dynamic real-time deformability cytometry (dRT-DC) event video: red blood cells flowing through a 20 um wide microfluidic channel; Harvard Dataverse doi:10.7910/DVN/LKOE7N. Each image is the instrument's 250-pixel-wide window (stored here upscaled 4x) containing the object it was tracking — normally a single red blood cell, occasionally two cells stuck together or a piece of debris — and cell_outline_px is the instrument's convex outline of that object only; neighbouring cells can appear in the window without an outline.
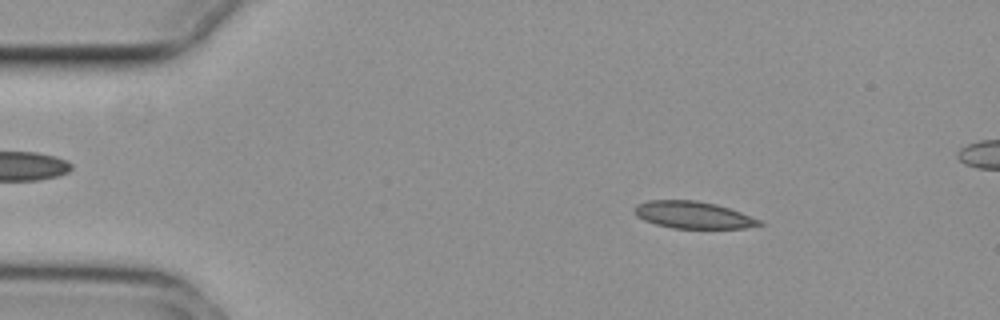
{"species": "common noctule bat (a hibernating species)", "species_latin": "Nyctalus noctula", "temperature_condition": "cold", "stored_images_in_passage": 49, "camera_frame_rate_fps": 3000, "um_per_image_px": 0.085, "animal": {"sex": "female", "body_mass_g": 29.2, "forearm_length_mm": 56.3}, "frame": {"image": 1, "passage_image": 4, "time_ms": 1.0, "image_size_px": [1000, 320], "cell_outline_px": [[764, 224], [744, 228], [672, 228], [656, 224], [644, 220], [636, 216], [636, 204], [648, 200], [696, 200], [716, 204], [740, 212], [760, 220]], "centroid_in_image_um": [58.9, 18.27], "position_along_channel_um": 26.1, "area_um2": 19.48}}
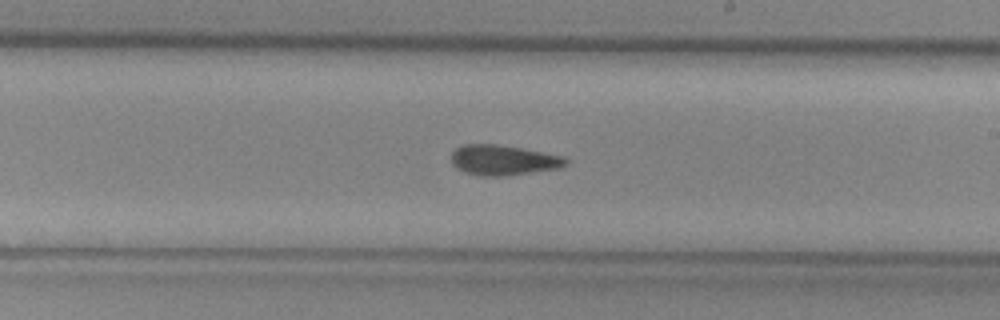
{"frame": {"image": 2, "passage_image": 27, "time_ms": 8.667, "image_size_px": [1000, 320], "cell_outline_px": [[568, 164], [560, 168], [504, 176], [480, 176], [464, 172], [456, 168], [452, 164], [452, 152], [456, 148], [464, 144], [496, 144], [520, 148], [564, 156], [568, 160]], "centroid_in_image_um": [42.77, 13.61], "position_along_channel_um": 246.2, "area_um2": 20.17}}
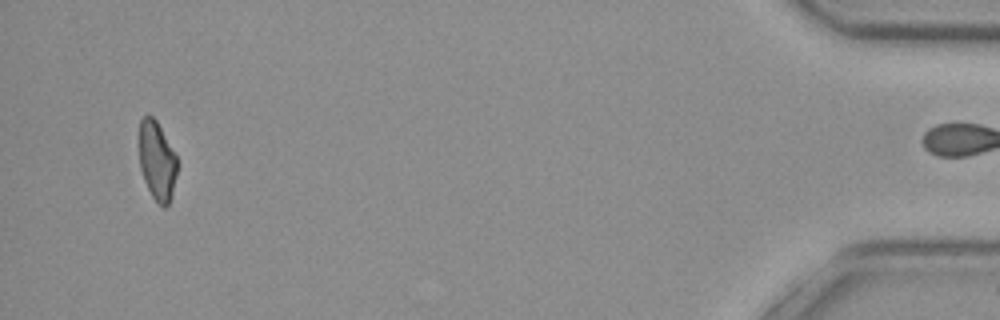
{"frame": {"image": 3, "passage_image": 48, "time_ms": 15.667, "image_size_px": [1000, 320], "cell_outline_px": [[176, 176], [172, 196], [168, 204], [164, 208], [152, 196], [144, 180], [140, 168], [136, 144], [140, 120], [144, 116], [152, 116], [156, 120], [176, 156]], "centroid_in_image_um": [13.28, 13.63], "position_along_channel_um": 421.9, "area_um2": 17.74}, "authors_computed_cell_mechanics": {"area_um2": 19.941, "velocity_mm_per_s": 3.7345, "shape_relaxation_time_tau1_ms": null, "shape_relaxation_time_tau2_ms": 6.6458, "deformation_change_tau1": null, "deformation_change_tau2": 0.1582}}